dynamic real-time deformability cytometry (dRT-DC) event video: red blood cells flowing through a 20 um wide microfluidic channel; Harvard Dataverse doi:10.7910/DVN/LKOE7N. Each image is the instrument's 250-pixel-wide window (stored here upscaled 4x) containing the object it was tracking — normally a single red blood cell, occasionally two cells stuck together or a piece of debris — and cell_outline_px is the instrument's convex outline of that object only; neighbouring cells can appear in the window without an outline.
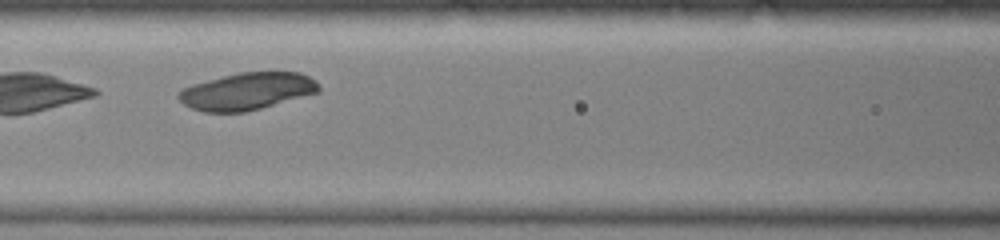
{"species": "common noctule bat (a hibernating species)", "species_latin": "Nyctalus noctula", "temperature_condition": "warm", "stored_images_in_passage": 30, "camera_frame_rate_fps": 3000, "um_per_image_px": 0.085, "animal": {"sex": "female", "body_mass_g": 19.0, "forearm_length_mm": 51.5}, "frame": {"image": 1, "passage_image": 8, "time_ms": 2.333, "image_size_px": [1000, 240], "cell_outline_px": [[320, 92], [260, 108], [244, 112], [204, 112], [192, 108], [184, 104], [176, 96], [184, 88], [192, 84], [240, 72], [300, 72], [316, 80], [320, 88]], "centroid_in_image_um": [21.02, 7.75], "position_along_channel_um": 145.6, "area_um2": 30.11}}